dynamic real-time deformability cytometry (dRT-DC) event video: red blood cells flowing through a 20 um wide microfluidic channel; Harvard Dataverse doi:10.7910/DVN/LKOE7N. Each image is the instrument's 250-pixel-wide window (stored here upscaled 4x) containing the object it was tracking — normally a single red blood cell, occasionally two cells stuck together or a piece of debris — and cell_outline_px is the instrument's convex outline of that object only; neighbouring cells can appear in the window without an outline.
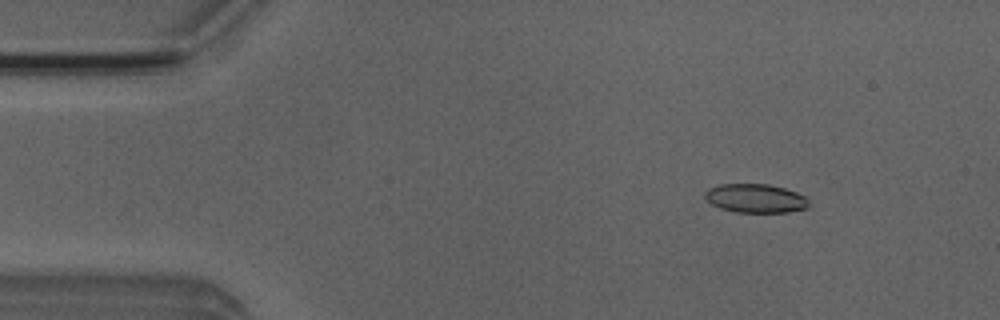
{"species": "Egyptian fruit bat (a non-hibernating species)", "species_latin": "Rousettus aegyptiacus", "temperature_condition": "room temperature", "stored_images_in_passage": 3, "camera_frame_rate_fps": 3000, "um_per_image_px": 0.085, "animal": {"sex": "male"}, "frame": {"image": 1, "passage_image": 1, "time_ms": 0.0, "image_size_px": [1000, 320], "cell_outline_px": [[808, 208], [788, 212], [736, 212], [720, 208], [712, 204], [704, 196], [704, 192], [708, 188], [720, 184], [768, 184], [784, 188], [796, 192], [804, 196], [808, 200]], "centroid_in_image_um": [64.21, 16.85], "position_along_channel_um": 20.8, "area_um2": 17.4}}